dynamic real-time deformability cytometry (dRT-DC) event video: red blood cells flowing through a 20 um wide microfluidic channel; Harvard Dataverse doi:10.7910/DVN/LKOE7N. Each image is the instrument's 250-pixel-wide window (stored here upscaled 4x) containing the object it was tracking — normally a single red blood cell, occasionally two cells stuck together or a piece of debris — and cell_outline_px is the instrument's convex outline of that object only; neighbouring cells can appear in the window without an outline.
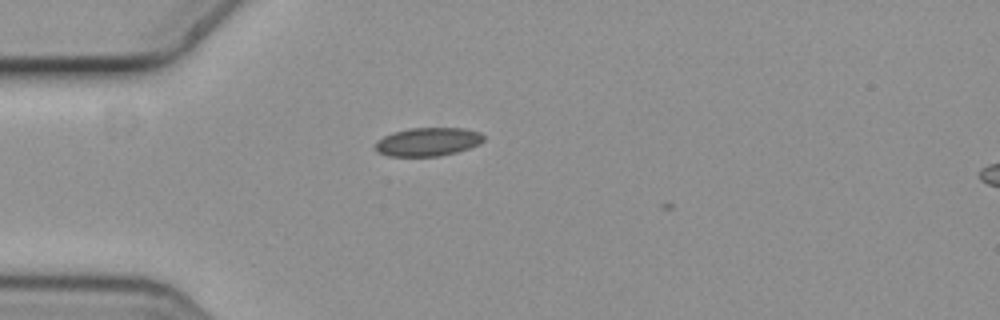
{"species": "common noctule bat (a hibernating species)", "species_latin": "Nyctalus noctula", "temperature_condition": "cold", "stored_images_in_passage": 1, "camera_frame_rate_fps": 3000, "um_per_image_px": 0.085, "animal": {"sex": "female", "body_mass_g": 19.3, "forearm_length_mm": 54.1}, "frame": {"image": 1, "passage_image": 1, "time_ms": 0.0, "image_size_px": [1000, 320], "cell_outline_px": [[484, 140], [480, 144], [456, 152], [440, 156], [388, 156], [376, 152], [372, 148], [376, 140], [392, 132], [408, 128], [464, 128], [480, 132], [484, 136]], "centroid_in_image_um": [36.32, 12.05], "position_along_channel_um": 48.7, "area_um2": 18.26}}